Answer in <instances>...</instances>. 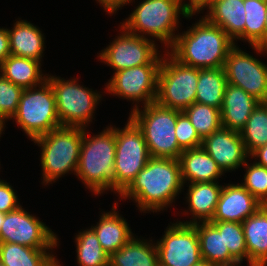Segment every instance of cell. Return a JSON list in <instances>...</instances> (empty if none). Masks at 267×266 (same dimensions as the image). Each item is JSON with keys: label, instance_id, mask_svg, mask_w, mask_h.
<instances>
[{"label": "cell", "instance_id": "6da1fadb", "mask_svg": "<svg viewBox=\"0 0 267 266\" xmlns=\"http://www.w3.org/2000/svg\"><path fill=\"white\" fill-rule=\"evenodd\" d=\"M183 186L179 160L151 157L119 199H133L141 212H160L171 206Z\"/></svg>", "mask_w": 267, "mask_h": 266}, {"label": "cell", "instance_id": "7a4b0ae2", "mask_svg": "<svg viewBox=\"0 0 267 266\" xmlns=\"http://www.w3.org/2000/svg\"><path fill=\"white\" fill-rule=\"evenodd\" d=\"M194 25V26H193ZM190 29L178 33L169 53L179 62L199 69L224 67L236 45L227 33L202 16Z\"/></svg>", "mask_w": 267, "mask_h": 266}, {"label": "cell", "instance_id": "3957f363", "mask_svg": "<svg viewBox=\"0 0 267 266\" xmlns=\"http://www.w3.org/2000/svg\"><path fill=\"white\" fill-rule=\"evenodd\" d=\"M111 126L93 136L83 128L76 176L95 195L109 189L115 193L116 126Z\"/></svg>", "mask_w": 267, "mask_h": 266}, {"label": "cell", "instance_id": "277c9868", "mask_svg": "<svg viewBox=\"0 0 267 266\" xmlns=\"http://www.w3.org/2000/svg\"><path fill=\"white\" fill-rule=\"evenodd\" d=\"M180 14L189 19L183 0H143L121 24L128 32L156 38L166 46L173 45ZM147 35V36H146Z\"/></svg>", "mask_w": 267, "mask_h": 266}, {"label": "cell", "instance_id": "5b68a950", "mask_svg": "<svg viewBox=\"0 0 267 266\" xmlns=\"http://www.w3.org/2000/svg\"><path fill=\"white\" fill-rule=\"evenodd\" d=\"M82 140L83 128L64 126L32 140L41 147L43 184H52L69 171L76 175Z\"/></svg>", "mask_w": 267, "mask_h": 266}, {"label": "cell", "instance_id": "8992f818", "mask_svg": "<svg viewBox=\"0 0 267 266\" xmlns=\"http://www.w3.org/2000/svg\"><path fill=\"white\" fill-rule=\"evenodd\" d=\"M142 108L132 110L129 118L142 131L150 157L179 160L183 150L175 135L177 110L156 102Z\"/></svg>", "mask_w": 267, "mask_h": 266}, {"label": "cell", "instance_id": "52a82bcc", "mask_svg": "<svg viewBox=\"0 0 267 266\" xmlns=\"http://www.w3.org/2000/svg\"><path fill=\"white\" fill-rule=\"evenodd\" d=\"M198 79L199 68L185 65L165 51L158 72L155 102L184 111L195 102Z\"/></svg>", "mask_w": 267, "mask_h": 266}, {"label": "cell", "instance_id": "ba28073f", "mask_svg": "<svg viewBox=\"0 0 267 266\" xmlns=\"http://www.w3.org/2000/svg\"><path fill=\"white\" fill-rule=\"evenodd\" d=\"M12 118L31 141L62 127L50 82L45 80L41 85L24 89Z\"/></svg>", "mask_w": 267, "mask_h": 266}, {"label": "cell", "instance_id": "9c48e42d", "mask_svg": "<svg viewBox=\"0 0 267 266\" xmlns=\"http://www.w3.org/2000/svg\"><path fill=\"white\" fill-rule=\"evenodd\" d=\"M47 80L54 92L61 126L86 128L94 118L102 94L80 85L77 78L65 80L47 74Z\"/></svg>", "mask_w": 267, "mask_h": 266}, {"label": "cell", "instance_id": "30bf717a", "mask_svg": "<svg viewBox=\"0 0 267 266\" xmlns=\"http://www.w3.org/2000/svg\"><path fill=\"white\" fill-rule=\"evenodd\" d=\"M150 158L142 131L128 118L124 128H116L114 172L115 193L118 196L130 185Z\"/></svg>", "mask_w": 267, "mask_h": 266}, {"label": "cell", "instance_id": "8fae6325", "mask_svg": "<svg viewBox=\"0 0 267 266\" xmlns=\"http://www.w3.org/2000/svg\"><path fill=\"white\" fill-rule=\"evenodd\" d=\"M120 28L121 34L98 54L102 62L115 72L145 64H161L163 56L155 40L132 34L123 26Z\"/></svg>", "mask_w": 267, "mask_h": 266}, {"label": "cell", "instance_id": "7c38bea8", "mask_svg": "<svg viewBox=\"0 0 267 266\" xmlns=\"http://www.w3.org/2000/svg\"><path fill=\"white\" fill-rule=\"evenodd\" d=\"M57 240L59 238L56 233L22 206L5 214L0 230V243H14L52 251L58 246Z\"/></svg>", "mask_w": 267, "mask_h": 266}, {"label": "cell", "instance_id": "4fadbf2b", "mask_svg": "<svg viewBox=\"0 0 267 266\" xmlns=\"http://www.w3.org/2000/svg\"><path fill=\"white\" fill-rule=\"evenodd\" d=\"M159 67L160 64H145L114 72L105 90L113 96L136 102L132 110L139 108L137 103L141 101L142 106H146L155 102Z\"/></svg>", "mask_w": 267, "mask_h": 266}, {"label": "cell", "instance_id": "5bb4252c", "mask_svg": "<svg viewBox=\"0 0 267 266\" xmlns=\"http://www.w3.org/2000/svg\"><path fill=\"white\" fill-rule=\"evenodd\" d=\"M155 243L158 262L163 266H193L201 258L200 243L193 224L173 223Z\"/></svg>", "mask_w": 267, "mask_h": 266}, {"label": "cell", "instance_id": "9a60e30c", "mask_svg": "<svg viewBox=\"0 0 267 266\" xmlns=\"http://www.w3.org/2000/svg\"><path fill=\"white\" fill-rule=\"evenodd\" d=\"M224 70L227 83L242 88L260 102H267V65L235 45L228 53Z\"/></svg>", "mask_w": 267, "mask_h": 266}, {"label": "cell", "instance_id": "2e32d148", "mask_svg": "<svg viewBox=\"0 0 267 266\" xmlns=\"http://www.w3.org/2000/svg\"><path fill=\"white\" fill-rule=\"evenodd\" d=\"M202 147L224 173L242 167L249 158L240 132L223 127L206 136Z\"/></svg>", "mask_w": 267, "mask_h": 266}, {"label": "cell", "instance_id": "e0dca14e", "mask_svg": "<svg viewBox=\"0 0 267 266\" xmlns=\"http://www.w3.org/2000/svg\"><path fill=\"white\" fill-rule=\"evenodd\" d=\"M225 185H223L213 218L210 221L242 223L262 206L242 184L228 183Z\"/></svg>", "mask_w": 267, "mask_h": 266}, {"label": "cell", "instance_id": "ac0fdd59", "mask_svg": "<svg viewBox=\"0 0 267 266\" xmlns=\"http://www.w3.org/2000/svg\"><path fill=\"white\" fill-rule=\"evenodd\" d=\"M259 103L242 88L227 83L220 109L222 127L240 132Z\"/></svg>", "mask_w": 267, "mask_h": 266}, {"label": "cell", "instance_id": "d6986e66", "mask_svg": "<svg viewBox=\"0 0 267 266\" xmlns=\"http://www.w3.org/2000/svg\"><path fill=\"white\" fill-rule=\"evenodd\" d=\"M117 202L112 206L109 212H102L99 222L96 226H91L95 232L102 249L110 255L127 244L133 237L130 227L124 217L117 213Z\"/></svg>", "mask_w": 267, "mask_h": 266}, {"label": "cell", "instance_id": "ffe728a7", "mask_svg": "<svg viewBox=\"0 0 267 266\" xmlns=\"http://www.w3.org/2000/svg\"><path fill=\"white\" fill-rule=\"evenodd\" d=\"M183 184L195 182H216L224 172L215 160L203 149L183 150L179 158Z\"/></svg>", "mask_w": 267, "mask_h": 266}, {"label": "cell", "instance_id": "44dd1931", "mask_svg": "<svg viewBox=\"0 0 267 266\" xmlns=\"http://www.w3.org/2000/svg\"><path fill=\"white\" fill-rule=\"evenodd\" d=\"M249 266H267V205L242 222Z\"/></svg>", "mask_w": 267, "mask_h": 266}, {"label": "cell", "instance_id": "7402d4cb", "mask_svg": "<svg viewBox=\"0 0 267 266\" xmlns=\"http://www.w3.org/2000/svg\"><path fill=\"white\" fill-rule=\"evenodd\" d=\"M186 201L189 203L192 220L181 222L184 224H193L197 222H209L214 215L216 205L219 200L222 185L217 182H195L188 186Z\"/></svg>", "mask_w": 267, "mask_h": 266}, {"label": "cell", "instance_id": "603a6c76", "mask_svg": "<svg viewBox=\"0 0 267 266\" xmlns=\"http://www.w3.org/2000/svg\"><path fill=\"white\" fill-rule=\"evenodd\" d=\"M9 33L11 55L42 61L45 38L39 27L26 20H17Z\"/></svg>", "mask_w": 267, "mask_h": 266}, {"label": "cell", "instance_id": "cb8c5ba5", "mask_svg": "<svg viewBox=\"0 0 267 266\" xmlns=\"http://www.w3.org/2000/svg\"><path fill=\"white\" fill-rule=\"evenodd\" d=\"M204 17L222 28L234 41L245 29L244 0H217Z\"/></svg>", "mask_w": 267, "mask_h": 266}, {"label": "cell", "instance_id": "d4e9b609", "mask_svg": "<svg viewBox=\"0 0 267 266\" xmlns=\"http://www.w3.org/2000/svg\"><path fill=\"white\" fill-rule=\"evenodd\" d=\"M41 62L25 57L9 55L0 64V74L23 89L36 87L47 80L42 74Z\"/></svg>", "mask_w": 267, "mask_h": 266}, {"label": "cell", "instance_id": "484cf974", "mask_svg": "<svg viewBox=\"0 0 267 266\" xmlns=\"http://www.w3.org/2000/svg\"><path fill=\"white\" fill-rule=\"evenodd\" d=\"M200 243V254L203 260L216 266H240L225 249L223 231H218L210 222L193 223Z\"/></svg>", "mask_w": 267, "mask_h": 266}, {"label": "cell", "instance_id": "4316f807", "mask_svg": "<svg viewBox=\"0 0 267 266\" xmlns=\"http://www.w3.org/2000/svg\"><path fill=\"white\" fill-rule=\"evenodd\" d=\"M135 236L116 252L109 255L108 266H158L155 243Z\"/></svg>", "mask_w": 267, "mask_h": 266}, {"label": "cell", "instance_id": "83f0119b", "mask_svg": "<svg viewBox=\"0 0 267 266\" xmlns=\"http://www.w3.org/2000/svg\"><path fill=\"white\" fill-rule=\"evenodd\" d=\"M47 251L50 250L0 243V263L5 266H60L53 253Z\"/></svg>", "mask_w": 267, "mask_h": 266}, {"label": "cell", "instance_id": "f1b7e54d", "mask_svg": "<svg viewBox=\"0 0 267 266\" xmlns=\"http://www.w3.org/2000/svg\"><path fill=\"white\" fill-rule=\"evenodd\" d=\"M246 20L244 31L236 38L247 41L258 54H267L265 48V15L267 0H244Z\"/></svg>", "mask_w": 267, "mask_h": 266}, {"label": "cell", "instance_id": "f546056e", "mask_svg": "<svg viewBox=\"0 0 267 266\" xmlns=\"http://www.w3.org/2000/svg\"><path fill=\"white\" fill-rule=\"evenodd\" d=\"M226 85L223 67L199 69L195 102L221 109Z\"/></svg>", "mask_w": 267, "mask_h": 266}, {"label": "cell", "instance_id": "4dcf8cb0", "mask_svg": "<svg viewBox=\"0 0 267 266\" xmlns=\"http://www.w3.org/2000/svg\"><path fill=\"white\" fill-rule=\"evenodd\" d=\"M240 135L249 155L267 144V102H260L256 106Z\"/></svg>", "mask_w": 267, "mask_h": 266}, {"label": "cell", "instance_id": "1f68e13d", "mask_svg": "<svg viewBox=\"0 0 267 266\" xmlns=\"http://www.w3.org/2000/svg\"><path fill=\"white\" fill-rule=\"evenodd\" d=\"M77 263L79 266H108L109 255L90 228L75 235Z\"/></svg>", "mask_w": 267, "mask_h": 266}, {"label": "cell", "instance_id": "d6a6232c", "mask_svg": "<svg viewBox=\"0 0 267 266\" xmlns=\"http://www.w3.org/2000/svg\"><path fill=\"white\" fill-rule=\"evenodd\" d=\"M183 112L202 140L222 128L221 111L216 107L194 102Z\"/></svg>", "mask_w": 267, "mask_h": 266}, {"label": "cell", "instance_id": "836d02e7", "mask_svg": "<svg viewBox=\"0 0 267 266\" xmlns=\"http://www.w3.org/2000/svg\"><path fill=\"white\" fill-rule=\"evenodd\" d=\"M218 231H223V241L225 249L230 255L241 264L243 259H247L248 252L245 242L244 230L241 222L231 221H209Z\"/></svg>", "mask_w": 267, "mask_h": 266}, {"label": "cell", "instance_id": "e575fe53", "mask_svg": "<svg viewBox=\"0 0 267 266\" xmlns=\"http://www.w3.org/2000/svg\"><path fill=\"white\" fill-rule=\"evenodd\" d=\"M23 90L0 74V124L4 128L5 122L16 114Z\"/></svg>", "mask_w": 267, "mask_h": 266}, {"label": "cell", "instance_id": "d590c367", "mask_svg": "<svg viewBox=\"0 0 267 266\" xmlns=\"http://www.w3.org/2000/svg\"><path fill=\"white\" fill-rule=\"evenodd\" d=\"M244 182L241 183L262 205H267V168L253 161L246 162Z\"/></svg>", "mask_w": 267, "mask_h": 266}, {"label": "cell", "instance_id": "8d00e7d4", "mask_svg": "<svg viewBox=\"0 0 267 266\" xmlns=\"http://www.w3.org/2000/svg\"><path fill=\"white\" fill-rule=\"evenodd\" d=\"M175 135L182 150L194 149L202 146V139L197 134L188 116L177 110Z\"/></svg>", "mask_w": 267, "mask_h": 266}, {"label": "cell", "instance_id": "74e56055", "mask_svg": "<svg viewBox=\"0 0 267 266\" xmlns=\"http://www.w3.org/2000/svg\"><path fill=\"white\" fill-rule=\"evenodd\" d=\"M18 196L13 187L0 179V212L8 213L17 209L20 205Z\"/></svg>", "mask_w": 267, "mask_h": 266}, {"label": "cell", "instance_id": "f35d334b", "mask_svg": "<svg viewBox=\"0 0 267 266\" xmlns=\"http://www.w3.org/2000/svg\"><path fill=\"white\" fill-rule=\"evenodd\" d=\"M216 1L217 0H189V3H185L184 1V7L189 16H194L195 13L199 14L200 11H203L205 8L209 9Z\"/></svg>", "mask_w": 267, "mask_h": 266}, {"label": "cell", "instance_id": "ab89813d", "mask_svg": "<svg viewBox=\"0 0 267 266\" xmlns=\"http://www.w3.org/2000/svg\"><path fill=\"white\" fill-rule=\"evenodd\" d=\"M134 0H97V2L104 8L106 12L113 15L119 8L131 3Z\"/></svg>", "mask_w": 267, "mask_h": 266}, {"label": "cell", "instance_id": "60d3db41", "mask_svg": "<svg viewBox=\"0 0 267 266\" xmlns=\"http://www.w3.org/2000/svg\"><path fill=\"white\" fill-rule=\"evenodd\" d=\"M10 44H9V33L7 28L0 27V64L9 56Z\"/></svg>", "mask_w": 267, "mask_h": 266}, {"label": "cell", "instance_id": "b9f144b4", "mask_svg": "<svg viewBox=\"0 0 267 266\" xmlns=\"http://www.w3.org/2000/svg\"><path fill=\"white\" fill-rule=\"evenodd\" d=\"M249 156L256 159V164L267 168V144L257 148Z\"/></svg>", "mask_w": 267, "mask_h": 266}, {"label": "cell", "instance_id": "7bdbcfd3", "mask_svg": "<svg viewBox=\"0 0 267 266\" xmlns=\"http://www.w3.org/2000/svg\"><path fill=\"white\" fill-rule=\"evenodd\" d=\"M193 266H216V265L209 263L208 261L202 259L198 263L194 264Z\"/></svg>", "mask_w": 267, "mask_h": 266}, {"label": "cell", "instance_id": "ee69618b", "mask_svg": "<svg viewBox=\"0 0 267 266\" xmlns=\"http://www.w3.org/2000/svg\"><path fill=\"white\" fill-rule=\"evenodd\" d=\"M265 48H267V9L265 15Z\"/></svg>", "mask_w": 267, "mask_h": 266}, {"label": "cell", "instance_id": "f6af8a7d", "mask_svg": "<svg viewBox=\"0 0 267 266\" xmlns=\"http://www.w3.org/2000/svg\"><path fill=\"white\" fill-rule=\"evenodd\" d=\"M4 217H5V213L0 212V230H1V225H2L3 222H4Z\"/></svg>", "mask_w": 267, "mask_h": 266}, {"label": "cell", "instance_id": "bcb514c9", "mask_svg": "<svg viewBox=\"0 0 267 266\" xmlns=\"http://www.w3.org/2000/svg\"><path fill=\"white\" fill-rule=\"evenodd\" d=\"M2 131H4V127L0 124V137H1V134L3 133Z\"/></svg>", "mask_w": 267, "mask_h": 266}]
</instances>
